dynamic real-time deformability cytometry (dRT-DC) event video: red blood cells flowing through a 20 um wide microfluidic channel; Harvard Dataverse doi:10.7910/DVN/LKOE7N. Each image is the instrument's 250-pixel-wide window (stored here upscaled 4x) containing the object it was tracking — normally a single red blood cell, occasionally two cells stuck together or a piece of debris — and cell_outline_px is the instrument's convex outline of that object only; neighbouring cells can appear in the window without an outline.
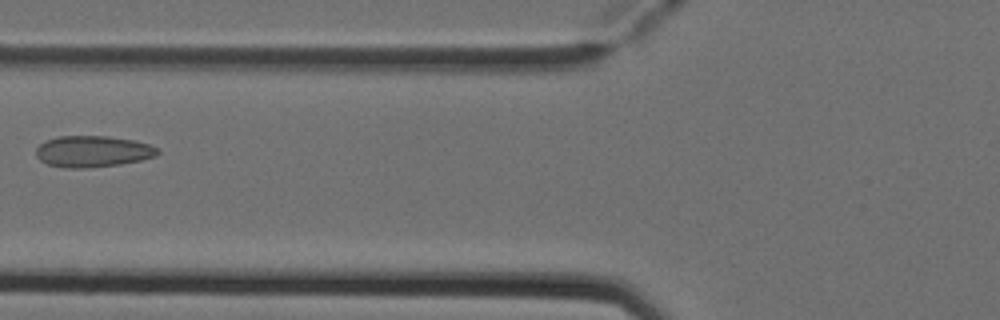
{"species": "Egyptian fruit bat (a non-hibernating species)", "species_latin": "Rousettus aegyptiacus", "temperature_condition": "cold", "stored_images_in_passage": 5, "camera_frame_rate_fps": 3000, "um_per_image_px": 0.085, "animal": {"sex": "female"}, "frame": {"image": 1, "passage_image": 4, "time_ms": 1.0, "image_size_px": [1000, 320], "cell_outline_px": [[160, 152], [156, 156], [140, 160], [120, 164], [88, 168], [64, 168], [48, 164], [40, 160], [36, 156], [36, 148], [40, 144], [48, 140], [60, 136], [108, 136], [132, 140], [148, 144], [156, 148]], "centroid_in_image_um": [7.87, 12.88], "position_along_channel_um": 117.9, "area_um2": 22.08}}
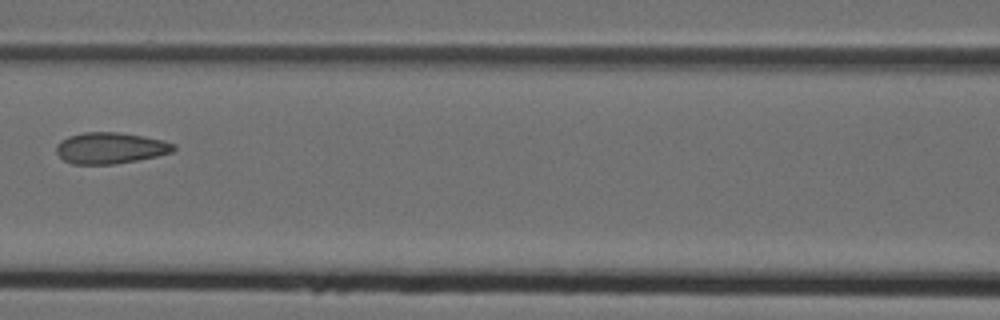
{"frame": {"image": 2, "passage_image": 5, "time_ms": 1.333, "image_size_px": [1000, 320], "cell_outline_px": [[176, 148], [172, 152], [156, 156], [116, 164], [72, 164], [64, 160], [56, 152], [56, 144], [60, 140], [68, 136], [84, 132], [120, 132], [164, 140], [176, 144]], "centroid_in_image_um": [9.37, 12.57], "position_along_channel_um": 157.2, "area_um2": 21.44}}